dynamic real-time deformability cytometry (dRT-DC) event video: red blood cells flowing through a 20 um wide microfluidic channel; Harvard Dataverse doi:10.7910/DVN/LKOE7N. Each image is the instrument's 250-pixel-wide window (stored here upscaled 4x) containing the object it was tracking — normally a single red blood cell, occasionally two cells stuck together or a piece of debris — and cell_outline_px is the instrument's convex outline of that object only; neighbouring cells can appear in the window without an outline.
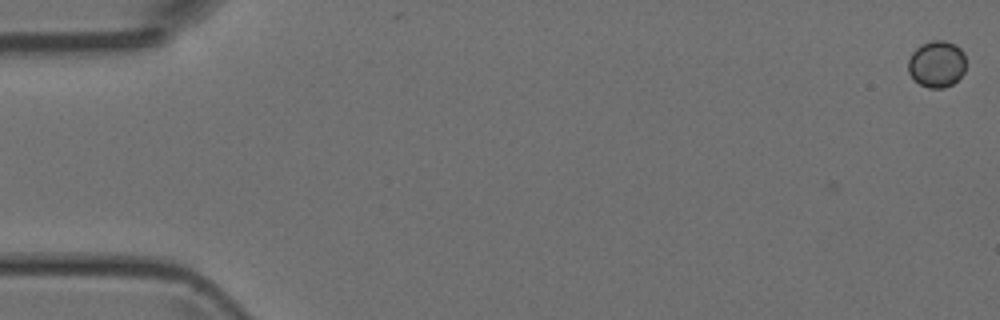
{"species": "Egyptian fruit bat (a non-hibernating species)", "species_latin": "Rousettus aegyptiacus", "temperature_condition": "room temperature", "stored_images_in_passage": 5, "camera_frame_rate_fps": 3000, "um_per_image_px": 0.085, "animal": {"sex": "female"}, "frame": {"image": 1, "passage_image": 1, "time_ms": 0.0, "image_size_px": [1000, 320], "cell_outline_px": [[964, 72], [952, 84], [944, 88], [928, 88], [920, 84], [908, 72], [908, 60], [912, 52], [920, 44], [932, 40], [944, 40], [956, 44], [964, 52]], "centroid_in_image_um": [79.61, 5.42], "position_along_channel_um": 5.4, "area_um2": 15.72}}
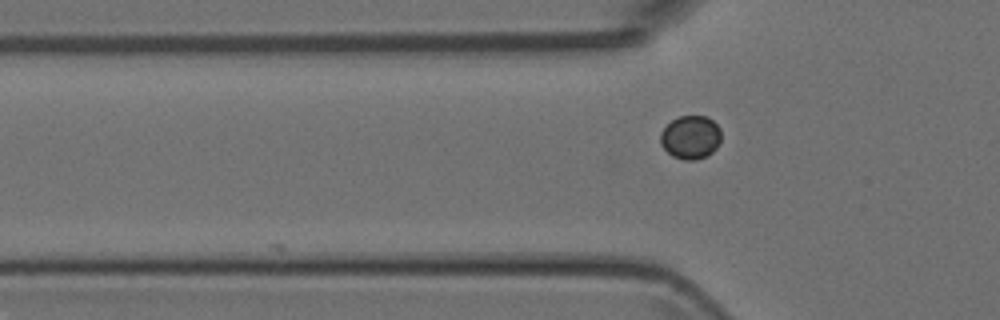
{"frame": {"image": 2, "passage_image": 5, "time_ms": 5.333, "image_size_px": [1000, 320], "cell_outline_px": [[720, 140], [716, 148], [708, 156], [696, 160], [684, 160], [672, 156], [660, 144], [660, 132], [672, 120], [680, 116], [708, 116], [720, 128]], "centroid_in_image_um": [58.7, 11.68], "position_along_channel_um": 67.1, "area_um2": 15.43}}